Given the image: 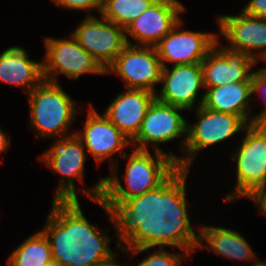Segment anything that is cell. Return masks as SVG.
Wrapping results in <instances>:
<instances>
[{
    "label": "cell",
    "instance_id": "cell-23",
    "mask_svg": "<svg viewBox=\"0 0 266 266\" xmlns=\"http://www.w3.org/2000/svg\"><path fill=\"white\" fill-rule=\"evenodd\" d=\"M157 0H103L101 18L126 29L128 25L149 9Z\"/></svg>",
    "mask_w": 266,
    "mask_h": 266
},
{
    "label": "cell",
    "instance_id": "cell-29",
    "mask_svg": "<svg viewBox=\"0 0 266 266\" xmlns=\"http://www.w3.org/2000/svg\"><path fill=\"white\" fill-rule=\"evenodd\" d=\"M7 134L3 132L0 128V154L1 152L6 151L10 146V135L6 136ZM8 137V138H7Z\"/></svg>",
    "mask_w": 266,
    "mask_h": 266
},
{
    "label": "cell",
    "instance_id": "cell-8",
    "mask_svg": "<svg viewBox=\"0 0 266 266\" xmlns=\"http://www.w3.org/2000/svg\"><path fill=\"white\" fill-rule=\"evenodd\" d=\"M56 141L49 150L42 154L40 161L59 173L61 179L56 187L54 201L78 200L74 179L83 181L84 163L86 160L85 147L82 140L74 132Z\"/></svg>",
    "mask_w": 266,
    "mask_h": 266
},
{
    "label": "cell",
    "instance_id": "cell-19",
    "mask_svg": "<svg viewBox=\"0 0 266 266\" xmlns=\"http://www.w3.org/2000/svg\"><path fill=\"white\" fill-rule=\"evenodd\" d=\"M204 92L195 108L202 105L214 111L241 116L248 124L255 123V118L250 116L252 112L249 105L252 101L251 82H236L215 88H205Z\"/></svg>",
    "mask_w": 266,
    "mask_h": 266
},
{
    "label": "cell",
    "instance_id": "cell-12",
    "mask_svg": "<svg viewBox=\"0 0 266 266\" xmlns=\"http://www.w3.org/2000/svg\"><path fill=\"white\" fill-rule=\"evenodd\" d=\"M217 38L201 62L204 88H215L229 83L251 82L256 65L255 60L247 53L223 47Z\"/></svg>",
    "mask_w": 266,
    "mask_h": 266
},
{
    "label": "cell",
    "instance_id": "cell-27",
    "mask_svg": "<svg viewBox=\"0 0 266 266\" xmlns=\"http://www.w3.org/2000/svg\"><path fill=\"white\" fill-rule=\"evenodd\" d=\"M246 197L252 199L254 205L259 207V214H266V182L257 186Z\"/></svg>",
    "mask_w": 266,
    "mask_h": 266
},
{
    "label": "cell",
    "instance_id": "cell-15",
    "mask_svg": "<svg viewBox=\"0 0 266 266\" xmlns=\"http://www.w3.org/2000/svg\"><path fill=\"white\" fill-rule=\"evenodd\" d=\"M189 202L185 203L183 218L181 223L189 231L192 241L193 250L208 249L215 251L216 254L226 257L231 260H250L256 261L258 258L249 246L247 240L240 235L238 232L231 230L229 228H223L218 226H200L198 235L194 232L189 220V213L187 211V205ZM206 243H204V241Z\"/></svg>",
    "mask_w": 266,
    "mask_h": 266
},
{
    "label": "cell",
    "instance_id": "cell-17",
    "mask_svg": "<svg viewBox=\"0 0 266 266\" xmlns=\"http://www.w3.org/2000/svg\"><path fill=\"white\" fill-rule=\"evenodd\" d=\"M217 22L220 34L229 42L228 48L245 52L254 60L266 52V18L241 10L236 16H217Z\"/></svg>",
    "mask_w": 266,
    "mask_h": 266
},
{
    "label": "cell",
    "instance_id": "cell-10",
    "mask_svg": "<svg viewBox=\"0 0 266 266\" xmlns=\"http://www.w3.org/2000/svg\"><path fill=\"white\" fill-rule=\"evenodd\" d=\"M162 64L153 46L127 44L115 61L106 69L113 72L125 84V89H144L156 92V84H161Z\"/></svg>",
    "mask_w": 266,
    "mask_h": 266
},
{
    "label": "cell",
    "instance_id": "cell-20",
    "mask_svg": "<svg viewBox=\"0 0 266 266\" xmlns=\"http://www.w3.org/2000/svg\"><path fill=\"white\" fill-rule=\"evenodd\" d=\"M43 78L42 62L30 60L27 51L19 46L8 47L0 54V81L30 93Z\"/></svg>",
    "mask_w": 266,
    "mask_h": 266
},
{
    "label": "cell",
    "instance_id": "cell-32",
    "mask_svg": "<svg viewBox=\"0 0 266 266\" xmlns=\"http://www.w3.org/2000/svg\"><path fill=\"white\" fill-rule=\"evenodd\" d=\"M266 133V116L255 122Z\"/></svg>",
    "mask_w": 266,
    "mask_h": 266
},
{
    "label": "cell",
    "instance_id": "cell-9",
    "mask_svg": "<svg viewBox=\"0 0 266 266\" xmlns=\"http://www.w3.org/2000/svg\"><path fill=\"white\" fill-rule=\"evenodd\" d=\"M183 110L185 111L155 99L147 110L137 136L131 141L132 146L135 145V149L139 150H149L147 145L151 143L154 151L167 154L177 163L179 169V157L170 151L164 152L158 143H167L182 135L187 136L188 121L180 114Z\"/></svg>",
    "mask_w": 266,
    "mask_h": 266
},
{
    "label": "cell",
    "instance_id": "cell-30",
    "mask_svg": "<svg viewBox=\"0 0 266 266\" xmlns=\"http://www.w3.org/2000/svg\"><path fill=\"white\" fill-rule=\"evenodd\" d=\"M259 60H263L264 63H266V52L258 56V58L255 59V63H258ZM257 72L266 77V66H263V68L257 70Z\"/></svg>",
    "mask_w": 266,
    "mask_h": 266
},
{
    "label": "cell",
    "instance_id": "cell-7",
    "mask_svg": "<svg viewBox=\"0 0 266 266\" xmlns=\"http://www.w3.org/2000/svg\"><path fill=\"white\" fill-rule=\"evenodd\" d=\"M46 54L43 65V78L58 83V74L78 79L80 75L106 74V70L93 58L71 34L69 39L44 38Z\"/></svg>",
    "mask_w": 266,
    "mask_h": 266
},
{
    "label": "cell",
    "instance_id": "cell-4",
    "mask_svg": "<svg viewBox=\"0 0 266 266\" xmlns=\"http://www.w3.org/2000/svg\"><path fill=\"white\" fill-rule=\"evenodd\" d=\"M27 97L30 128L33 127L37 137L64 138L72 135L66 132L79 111L75 100L58 83L43 80Z\"/></svg>",
    "mask_w": 266,
    "mask_h": 266
},
{
    "label": "cell",
    "instance_id": "cell-6",
    "mask_svg": "<svg viewBox=\"0 0 266 266\" xmlns=\"http://www.w3.org/2000/svg\"><path fill=\"white\" fill-rule=\"evenodd\" d=\"M245 131L240 147L231 155L236 162L237 183L225 196L228 203L246 197L266 182V133L256 123L249 124Z\"/></svg>",
    "mask_w": 266,
    "mask_h": 266
},
{
    "label": "cell",
    "instance_id": "cell-1",
    "mask_svg": "<svg viewBox=\"0 0 266 266\" xmlns=\"http://www.w3.org/2000/svg\"><path fill=\"white\" fill-rule=\"evenodd\" d=\"M133 149L127 158L121 185L117 164L110 176L85 189L112 222L121 247L134 225H175L182 221L186 200V176L165 153ZM114 168V169H113Z\"/></svg>",
    "mask_w": 266,
    "mask_h": 266
},
{
    "label": "cell",
    "instance_id": "cell-16",
    "mask_svg": "<svg viewBox=\"0 0 266 266\" xmlns=\"http://www.w3.org/2000/svg\"><path fill=\"white\" fill-rule=\"evenodd\" d=\"M84 131L75 132L82 140L85 149L95 158L96 162L117 155L124 156V147L131 141L103 114H98L90 105Z\"/></svg>",
    "mask_w": 266,
    "mask_h": 266
},
{
    "label": "cell",
    "instance_id": "cell-13",
    "mask_svg": "<svg viewBox=\"0 0 266 266\" xmlns=\"http://www.w3.org/2000/svg\"><path fill=\"white\" fill-rule=\"evenodd\" d=\"M184 11L185 7L177 0H157L125 29L127 44L155 47L181 21ZM127 35L137 44H132Z\"/></svg>",
    "mask_w": 266,
    "mask_h": 266
},
{
    "label": "cell",
    "instance_id": "cell-22",
    "mask_svg": "<svg viewBox=\"0 0 266 266\" xmlns=\"http://www.w3.org/2000/svg\"><path fill=\"white\" fill-rule=\"evenodd\" d=\"M53 261L48 238L40 230L12 251L7 266H44Z\"/></svg>",
    "mask_w": 266,
    "mask_h": 266
},
{
    "label": "cell",
    "instance_id": "cell-31",
    "mask_svg": "<svg viewBox=\"0 0 266 266\" xmlns=\"http://www.w3.org/2000/svg\"><path fill=\"white\" fill-rule=\"evenodd\" d=\"M102 266H124V265H120L118 263L115 255L111 260L106 261Z\"/></svg>",
    "mask_w": 266,
    "mask_h": 266
},
{
    "label": "cell",
    "instance_id": "cell-25",
    "mask_svg": "<svg viewBox=\"0 0 266 266\" xmlns=\"http://www.w3.org/2000/svg\"><path fill=\"white\" fill-rule=\"evenodd\" d=\"M58 6L75 10L96 9L99 13L102 11L103 0H52Z\"/></svg>",
    "mask_w": 266,
    "mask_h": 266
},
{
    "label": "cell",
    "instance_id": "cell-34",
    "mask_svg": "<svg viewBox=\"0 0 266 266\" xmlns=\"http://www.w3.org/2000/svg\"><path fill=\"white\" fill-rule=\"evenodd\" d=\"M44 266H60L55 260L45 264Z\"/></svg>",
    "mask_w": 266,
    "mask_h": 266
},
{
    "label": "cell",
    "instance_id": "cell-21",
    "mask_svg": "<svg viewBox=\"0 0 266 266\" xmlns=\"http://www.w3.org/2000/svg\"><path fill=\"white\" fill-rule=\"evenodd\" d=\"M161 83L183 84V109L192 111L198 91L204 88L201 63L172 65V69L163 67Z\"/></svg>",
    "mask_w": 266,
    "mask_h": 266
},
{
    "label": "cell",
    "instance_id": "cell-26",
    "mask_svg": "<svg viewBox=\"0 0 266 266\" xmlns=\"http://www.w3.org/2000/svg\"><path fill=\"white\" fill-rule=\"evenodd\" d=\"M251 83H252V94L258 93V94H264L265 96V104L264 108L261 113L255 115V122L266 116V77L257 71H253L252 77H251ZM265 92V93H264Z\"/></svg>",
    "mask_w": 266,
    "mask_h": 266
},
{
    "label": "cell",
    "instance_id": "cell-24",
    "mask_svg": "<svg viewBox=\"0 0 266 266\" xmlns=\"http://www.w3.org/2000/svg\"><path fill=\"white\" fill-rule=\"evenodd\" d=\"M156 99L183 108V84H162L161 90L156 93Z\"/></svg>",
    "mask_w": 266,
    "mask_h": 266
},
{
    "label": "cell",
    "instance_id": "cell-18",
    "mask_svg": "<svg viewBox=\"0 0 266 266\" xmlns=\"http://www.w3.org/2000/svg\"><path fill=\"white\" fill-rule=\"evenodd\" d=\"M113 99L104 115L130 140L138 134L156 93L144 89H125Z\"/></svg>",
    "mask_w": 266,
    "mask_h": 266
},
{
    "label": "cell",
    "instance_id": "cell-5",
    "mask_svg": "<svg viewBox=\"0 0 266 266\" xmlns=\"http://www.w3.org/2000/svg\"><path fill=\"white\" fill-rule=\"evenodd\" d=\"M195 113L198 121L194 125L187 122V136L179 144L186 154V157H179V170L186 177L196 152L223 142L240 131L245 132L249 125L241 116L214 111L202 105L195 108Z\"/></svg>",
    "mask_w": 266,
    "mask_h": 266
},
{
    "label": "cell",
    "instance_id": "cell-2",
    "mask_svg": "<svg viewBox=\"0 0 266 266\" xmlns=\"http://www.w3.org/2000/svg\"><path fill=\"white\" fill-rule=\"evenodd\" d=\"M41 230L60 266H102L115 256L110 239L83 215L80 202L54 201Z\"/></svg>",
    "mask_w": 266,
    "mask_h": 266
},
{
    "label": "cell",
    "instance_id": "cell-33",
    "mask_svg": "<svg viewBox=\"0 0 266 266\" xmlns=\"http://www.w3.org/2000/svg\"><path fill=\"white\" fill-rule=\"evenodd\" d=\"M259 259H257V261H255V263L253 262L251 265L249 266H266V262H262V261H258Z\"/></svg>",
    "mask_w": 266,
    "mask_h": 266
},
{
    "label": "cell",
    "instance_id": "cell-28",
    "mask_svg": "<svg viewBox=\"0 0 266 266\" xmlns=\"http://www.w3.org/2000/svg\"><path fill=\"white\" fill-rule=\"evenodd\" d=\"M241 10L250 16L266 18V0H250Z\"/></svg>",
    "mask_w": 266,
    "mask_h": 266
},
{
    "label": "cell",
    "instance_id": "cell-3",
    "mask_svg": "<svg viewBox=\"0 0 266 266\" xmlns=\"http://www.w3.org/2000/svg\"><path fill=\"white\" fill-rule=\"evenodd\" d=\"M165 245L176 247L181 253H169L163 250ZM158 250L145 257L136 266H181L182 258L193 253V241L187 228L175 225H134L128 232L120 249L136 257L150 248Z\"/></svg>",
    "mask_w": 266,
    "mask_h": 266
},
{
    "label": "cell",
    "instance_id": "cell-11",
    "mask_svg": "<svg viewBox=\"0 0 266 266\" xmlns=\"http://www.w3.org/2000/svg\"><path fill=\"white\" fill-rule=\"evenodd\" d=\"M81 22L72 35L106 70L127 45L125 29L93 14H88Z\"/></svg>",
    "mask_w": 266,
    "mask_h": 266
},
{
    "label": "cell",
    "instance_id": "cell-14",
    "mask_svg": "<svg viewBox=\"0 0 266 266\" xmlns=\"http://www.w3.org/2000/svg\"><path fill=\"white\" fill-rule=\"evenodd\" d=\"M182 21L155 46L162 67H166V62L173 65L201 63L218 38L214 33L179 30Z\"/></svg>",
    "mask_w": 266,
    "mask_h": 266
}]
</instances>
